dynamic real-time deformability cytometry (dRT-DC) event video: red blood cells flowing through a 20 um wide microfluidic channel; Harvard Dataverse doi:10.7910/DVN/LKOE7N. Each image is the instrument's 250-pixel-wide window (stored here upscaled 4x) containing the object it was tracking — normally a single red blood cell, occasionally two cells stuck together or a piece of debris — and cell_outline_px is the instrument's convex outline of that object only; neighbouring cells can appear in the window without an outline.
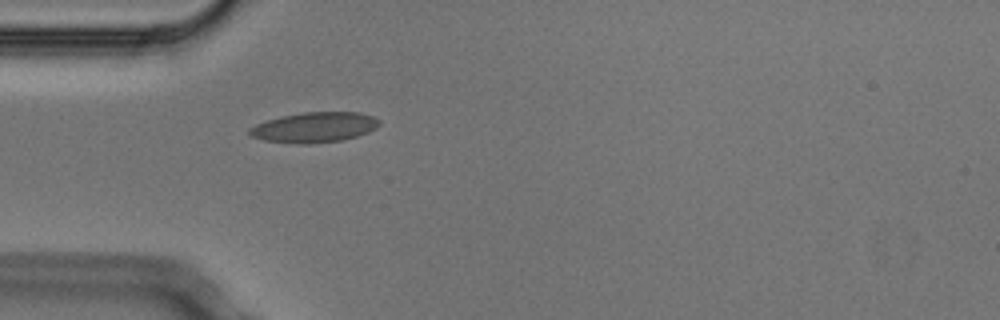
{"species": "Egyptian fruit bat (a non-hibernating species)", "species_latin": "Rousettus aegyptiacus", "temperature_condition": "cold", "stored_images_in_passage": 1, "camera_frame_rate_fps": 3000, "um_per_image_px": 0.085, "animal": {"sex": "male"}, "frame": {"image": 1, "passage_image": 1, "time_ms": 0.0, "image_size_px": [1000, 320], "cell_outline_px": [[380, 124], [376, 128], [368, 132], [356, 136], [340, 140], [308, 144], [296, 144], [264, 140], [252, 136], [248, 132], [248, 128], [256, 124], [280, 116], [304, 112], [360, 112], [372, 116], [380, 120]], "centroid_in_image_um": [26.72, 10.82], "position_along_channel_um": 58.3, "area_um2": 22.83}}